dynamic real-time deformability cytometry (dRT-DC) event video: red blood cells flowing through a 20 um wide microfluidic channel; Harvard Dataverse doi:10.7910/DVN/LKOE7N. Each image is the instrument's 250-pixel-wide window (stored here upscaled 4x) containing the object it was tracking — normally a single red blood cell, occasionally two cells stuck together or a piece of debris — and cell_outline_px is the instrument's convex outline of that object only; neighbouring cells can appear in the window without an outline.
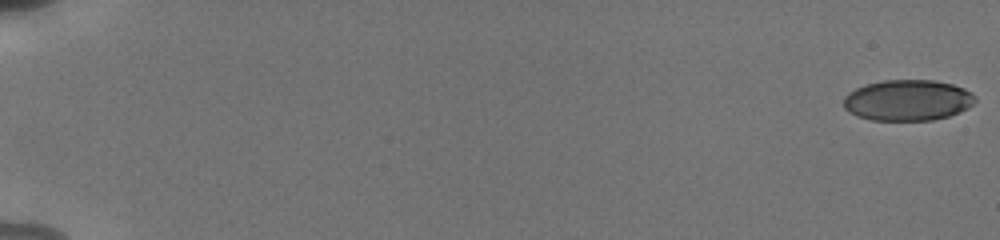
{"species": "human", "species_latin": "Homo sapiens", "temperature_condition": "cold", "stored_images_in_passage": 56, "camera_frame_rate_fps": 3000, "um_per_image_px": 0.085, "donor": {"sex": "male"}, "frame": {"image": 1, "passage_image": 1, "time_ms": 0.0, "image_size_px": [1000, 240], "cell_outline_px": [[976, 100], [968, 108], [960, 112], [948, 116], [932, 120], [872, 120], [856, 116], [848, 112], [844, 108], [844, 96], [848, 92], [864, 84], [884, 80], [936, 80], [952, 84], [964, 88], [972, 92], [976, 96]], "centroid_in_image_um": [77.15, 8.51], "position_along_channel_um": 7.9, "area_um2": 31.67}}
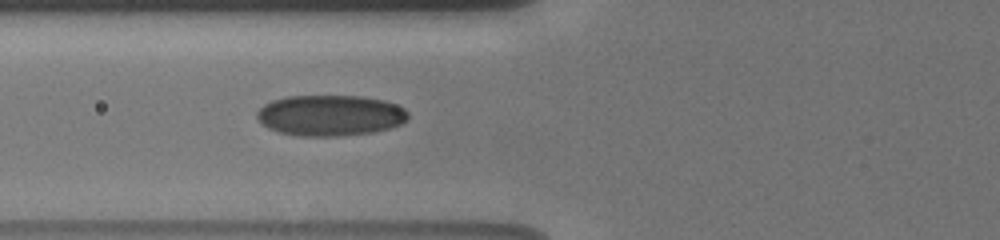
{"frame": {"image": 2, "passage_image": 24, "time_ms": 7.667, "image_size_px": [1000, 240], "cell_outline_px": [[408, 120], [400, 124], [388, 128], [372, 132], [336, 136], [300, 136], [276, 132], [260, 124], [256, 116], [256, 112], [264, 104], [272, 100], [288, 96], [360, 96], [384, 100], [396, 104], [404, 108], [408, 112]], "centroid_in_image_um": [28.03, 9.81], "position_along_channel_um": 97.8, "area_um2": 36.18}}
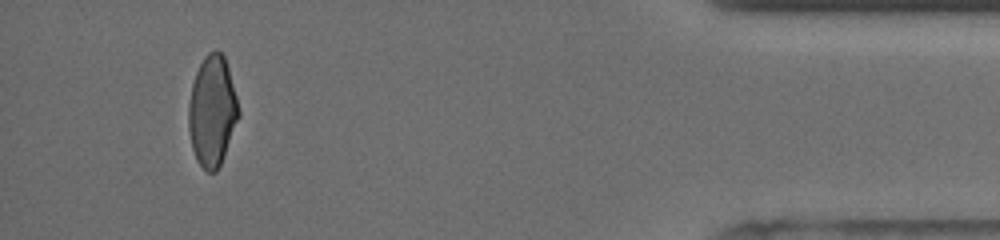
{"frame": {"image": 3, "passage_image": 53, "time_ms": 17.333, "image_size_px": [1000, 240], "cell_outline_px": [[240, 116], [224, 156], [216, 172], [208, 172], [196, 160], [192, 148], [188, 128], [188, 104], [192, 84], [196, 72], [204, 56], [208, 52], [216, 48], [224, 56], [228, 68], [236, 96], [240, 112]], "centroid_in_image_um": [18.03, 9.44], "position_along_channel_um": 417.2, "area_um2": 32.31}, "authors_computed_cell_mechanics": {"area_um2": 33.3795, "velocity_mm_per_s": 3.8372, "shape_relaxation_time_tau1_ms": 6.6864, "shape_relaxation_time_tau2_ms": 1.5393, "deformation_change_tau1": 0.1524, "deformation_change_tau2": 0.0629}}